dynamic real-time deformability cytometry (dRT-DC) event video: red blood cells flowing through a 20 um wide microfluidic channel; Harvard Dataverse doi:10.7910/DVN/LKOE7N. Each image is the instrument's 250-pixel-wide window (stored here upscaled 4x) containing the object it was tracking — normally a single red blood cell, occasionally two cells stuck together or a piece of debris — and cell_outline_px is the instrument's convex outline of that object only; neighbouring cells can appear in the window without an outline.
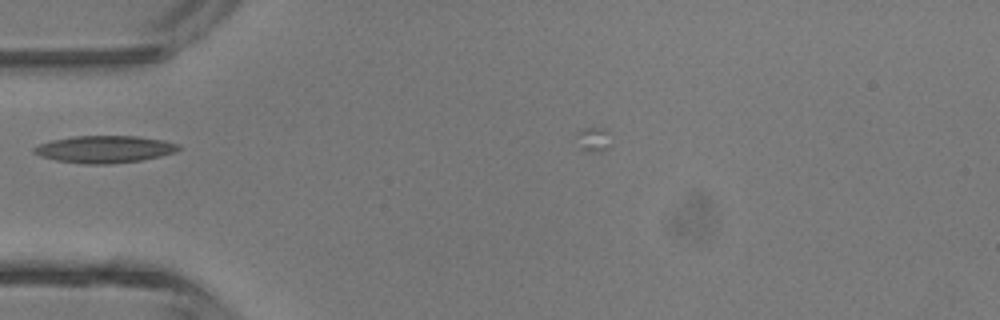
{"species": "common noctule bat (a hibernating species)", "species_latin": "Nyctalus noctula", "temperature_condition": "room temperature", "stored_images_in_passage": 1, "camera_frame_rate_fps": 3000, "um_per_image_px": 0.085, "animal": {"sex": "male", "body_mass_g": 13.3}, "frame": {"image": 1, "passage_image": 1, "time_ms": 0.0, "image_size_px": [1000, 320], "cell_outline_px": [[184, 148], [176, 152], [160, 156], [140, 160], [108, 164], [84, 164], [56, 160], [40, 156], [32, 152], [32, 148], [40, 144], [52, 140], [72, 136], [136, 136], [164, 140], [180, 144]], "centroid_in_image_um": [8.92, 12.68], "position_along_channel_um": 76.1, "area_um2": 23.0}}